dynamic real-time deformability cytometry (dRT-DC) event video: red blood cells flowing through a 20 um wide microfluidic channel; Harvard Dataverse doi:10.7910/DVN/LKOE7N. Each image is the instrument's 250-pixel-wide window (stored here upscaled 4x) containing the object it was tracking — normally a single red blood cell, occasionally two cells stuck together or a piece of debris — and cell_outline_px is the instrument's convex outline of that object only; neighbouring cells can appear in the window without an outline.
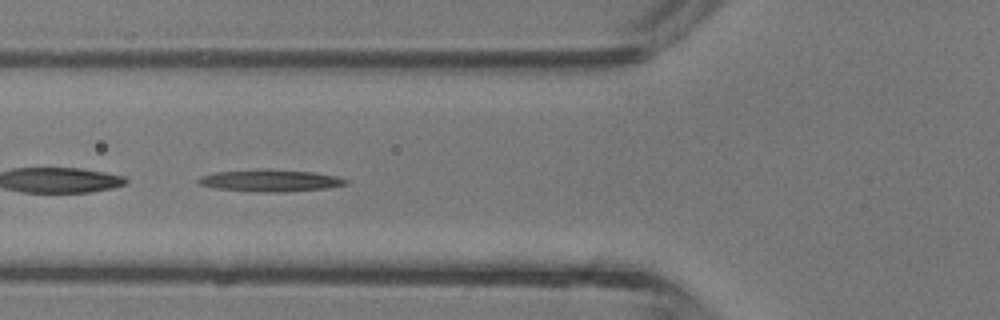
{"species": "common noctule bat (a hibernating species)", "species_latin": "Nyctalus noctula", "temperature_condition": "room temperature", "stored_images_in_passage": 37, "camera_frame_rate_fps": 3000, "um_per_image_px": 0.085, "animal": {"sex": "male", "body_mass_g": 13.3}, "frame": {"image": 1, "passage_image": 15, "time_ms": 4.667, "image_size_px": [1000, 320], "cell_outline_px": [[348, 184], [328, 188], [284, 192], [256, 192], [216, 188], [196, 184], [196, 180], [200, 176], [216, 172], [256, 168], [316, 172], [336, 176], [348, 180]], "centroid_in_image_um": [22.94, 15.34], "position_along_channel_um": 102.9, "area_um2": 19.25}}
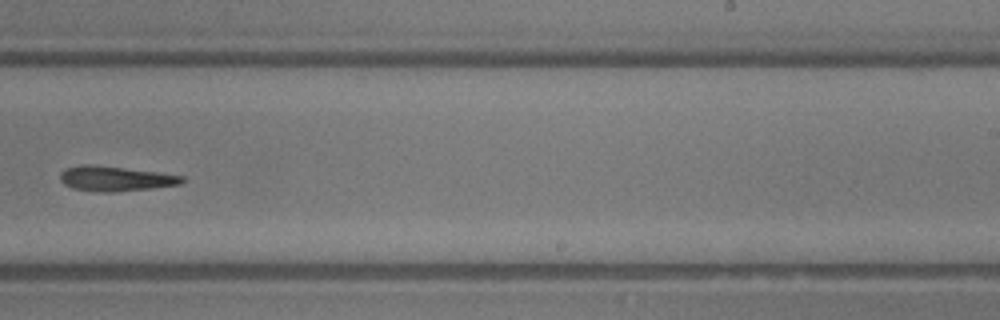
{"frame": {"image": 2, "passage_image": 26, "time_ms": 8.333, "image_size_px": [1000, 320], "cell_outline_px": [[184, 180], [180, 184], [152, 188], [116, 192], [96, 192], [72, 188], [64, 184], [60, 180], [60, 172], [68, 168], [84, 164], [88, 164], [124, 168], [156, 172], [184, 176]], "centroid_in_image_um": [9.79, 15.19], "position_along_channel_um": 279.2, "area_um2": 17.57}}
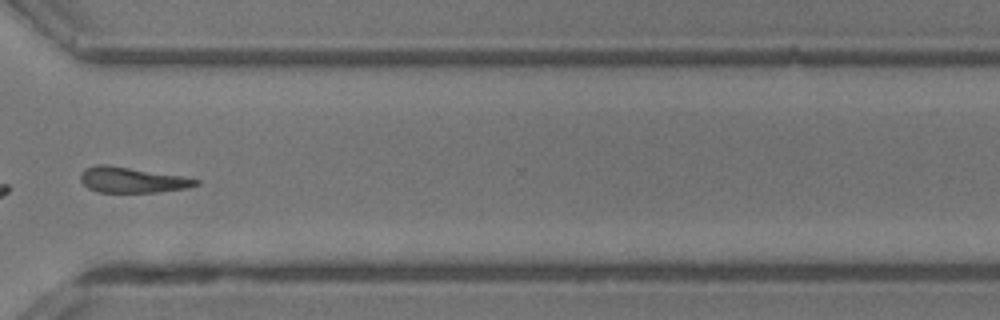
{"frame": {"image": 3, "passage_image": 31, "time_ms": 10.0, "image_size_px": [1000, 320], "cell_outline_px": [[200, 184], [188, 188], [156, 192], [96, 192], [88, 188], [80, 180], [80, 172], [84, 168], [96, 164], [108, 164], [184, 176], [200, 180]], "centroid_in_image_um": [11.21, 15.28], "position_along_channel_um": 359.4, "area_um2": 17.46}}